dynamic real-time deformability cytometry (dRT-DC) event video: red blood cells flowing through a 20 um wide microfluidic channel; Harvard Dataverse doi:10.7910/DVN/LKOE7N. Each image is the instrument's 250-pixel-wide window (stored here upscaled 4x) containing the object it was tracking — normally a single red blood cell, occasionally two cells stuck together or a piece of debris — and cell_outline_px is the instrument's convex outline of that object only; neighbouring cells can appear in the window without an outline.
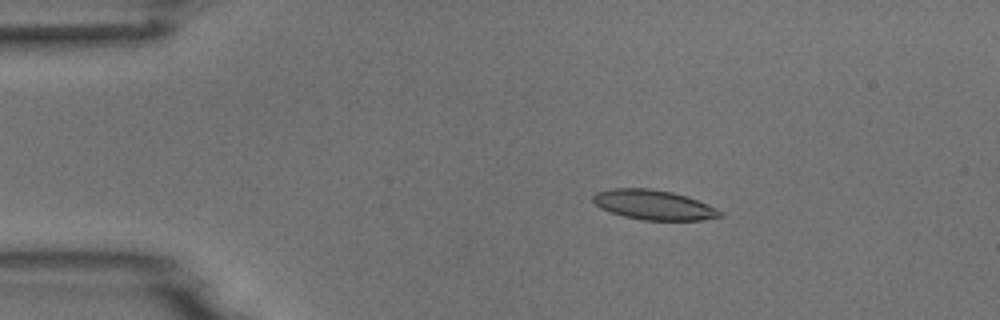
{"species": "common noctule bat (a hibernating species)", "species_latin": "Nyctalus noctula", "temperature_condition": "room temperature", "stored_images_in_passage": 5, "camera_frame_rate_fps": 3000, "um_per_image_px": 0.085, "animal": {"sex": "male", "body_mass_g": 18.8}, "frame": {"image": 1, "passage_image": 3, "time_ms": 2.333, "image_size_px": [1000, 320], "cell_outline_px": [[724, 216], [704, 220], [644, 220], [624, 216], [600, 208], [592, 200], [592, 196], [596, 192], [612, 188], [648, 188], [672, 192], [688, 196], [708, 204], [724, 212]], "centroid_in_image_um": [55.6, 17.41], "position_along_channel_um": 29.4, "area_um2": 22.14}}
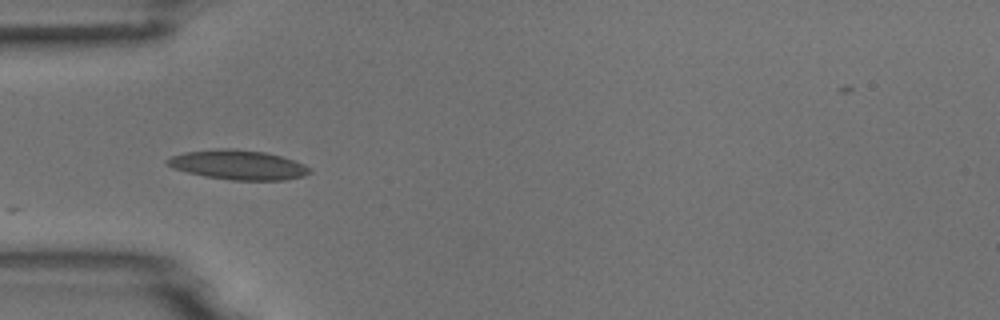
{"frame": {"image": 2, "passage_image": 5, "time_ms": 4.667, "image_size_px": [1000, 320], "cell_outline_px": [[312, 172], [304, 176], [284, 180], [232, 180], [204, 176], [172, 168], [164, 164], [164, 160], [172, 156], [184, 152], [220, 148], [236, 148], [264, 152], [280, 156], [304, 164], [312, 168]], "centroid_in_image_um": [20.22, 14.01], "position_along_channel_um": 64.8, "area_um2": 24.68}}